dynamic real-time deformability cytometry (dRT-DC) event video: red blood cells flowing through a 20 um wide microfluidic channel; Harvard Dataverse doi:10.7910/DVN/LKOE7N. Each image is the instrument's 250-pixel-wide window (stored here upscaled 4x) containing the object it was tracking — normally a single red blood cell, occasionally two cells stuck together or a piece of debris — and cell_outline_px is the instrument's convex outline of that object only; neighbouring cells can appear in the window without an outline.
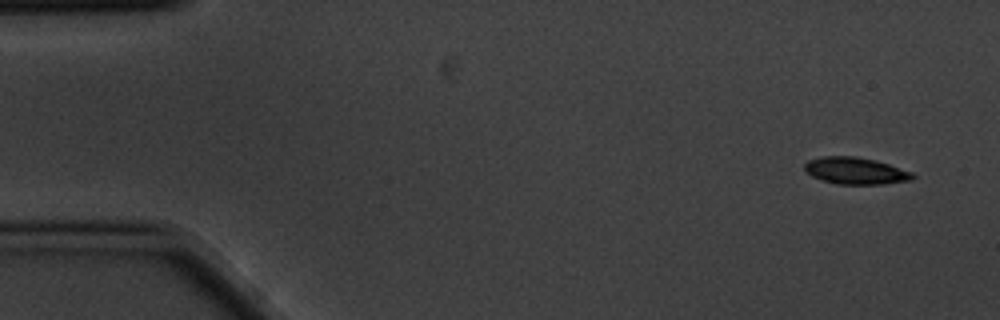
{"species": "common noctule bat (a hibernating species)", "species_latin": "Nyctalus noctula", "temperature_condition": "cold", "stored_images_in_passage": 5, "camera_frame_rate_fps": 3000, "um_per_image_px": 0.085, "animal": {"sex": "male", "body_mass_g": 20.1, "forearm_length_mm": 53.5}, "frame": {"image": 1, "passage_image": 1, "time_ms": 0.0, "image_size_px": [1000, 320], "cell_outline_px": [[916, 176], [912, 180], [884, 184], [836, 184], [820, 180], [812, 176], [804, 168], [804, 164], [808, 160], [820, 156], [856, 156], [876, 160], [912, 172]], "centroid_in_image_um": [72.71, 14.52], "position_along_channel_um": 12.3, "area_um2": 17.05}}
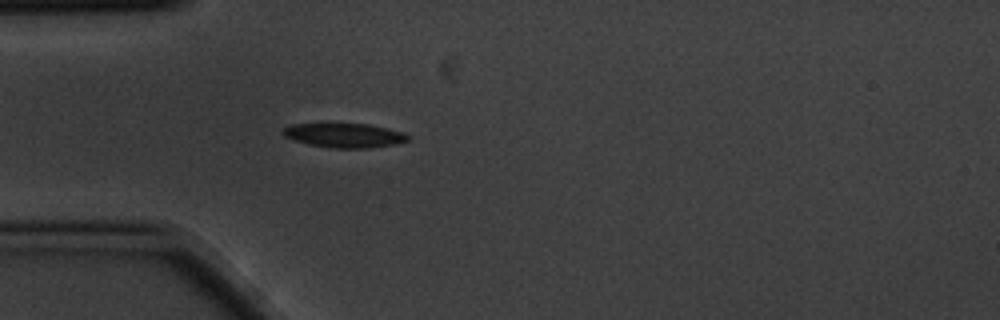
{"frame": {"image": 2, "passage_image": 5, "time_ms": 1.333, "image_size_px": [1000, 320], "cell_outline_px": [[408, 140], [396, 144], [368, 148], [332, 148], [308, 144], [284, 136], [280, 132], [284, 128], [292, 124], [368, 124], [404, 132], [408, 136]], "centroid_in_image_um": [29.27, 11.51], "position_along_channel_um": 55.7, "area_um2": 17.51}}